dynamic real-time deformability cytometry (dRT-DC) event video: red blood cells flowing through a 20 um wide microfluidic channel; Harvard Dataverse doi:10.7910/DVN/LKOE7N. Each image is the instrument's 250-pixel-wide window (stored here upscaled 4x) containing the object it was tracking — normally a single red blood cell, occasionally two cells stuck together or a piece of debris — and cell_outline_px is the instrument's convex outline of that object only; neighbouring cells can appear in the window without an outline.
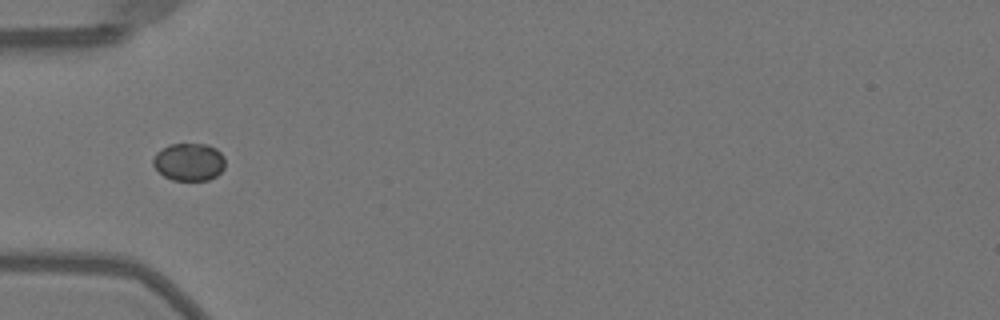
{"species": "Egyptian fruit bat (a non-hibernating species)", "species_latin": "Rousettus aegyptiacus", "temperature_condition": "warm", "stored_images_in_passage": 35, "camera_frame_rate_fps": 3000, "um_per_image_px": 0.085, "animal": {"sex": "female"}, "frame": {"image": 1, "passage_image": 1, "time_ms": 0.0, "image_size_px": [1000, 320], "cell_outline_px": [[224, 168], [216, 176], [208, 180], [172, 180], [164, 176], [152, 164], [152, 160], [156, 152], [168, 144], [208, 144], [216, 148], [224, 156]], "centroid_in_image_um": [16.06, 13.75], "position_along_channel_um": 68.9, "area_um2": 15.9}}
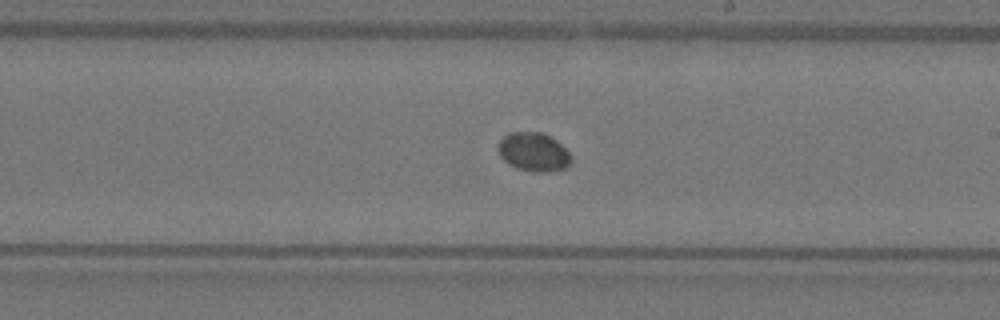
{"frame": {"image": 2, "passage_image": 14, "time_ms": 4.333, "image_size_px": [1000, 320], "cell_outline_px": [[572, 160], [564, 168], [544, 172], [532, 172], [516, 168], [508, 164], [500, 156], [496, 144], [508, 132], [544, 132], [556, 140], [572, 156]], "centroid_in_image_um": [45.32, 12.91], "position_along_channel_um": 243.7, "area_um2": 16.59}}
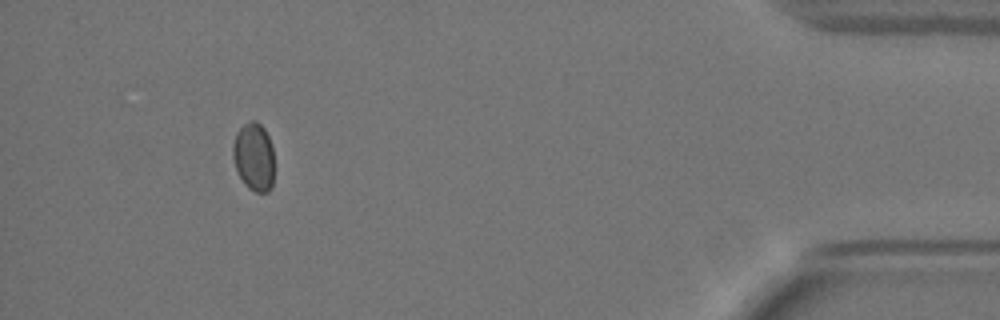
{"frame": {"image": 3, "passage_image": 31, "time_ms": 10.0, "image_size_px": [1000, 320], "cell_outline_px": [[272, 188], [268, 192], [256, 192], [248, 188], [244, 184], [236, 168], [232, 156], [232, 144], [236, 132], [248, 120], [256, 120], [264, 128], [268, 136], [272, 148]], "centroid_in_image_um": [21.55, 13.31], "position_along_channel_um": 413.7, "area_um2": 16.42}}